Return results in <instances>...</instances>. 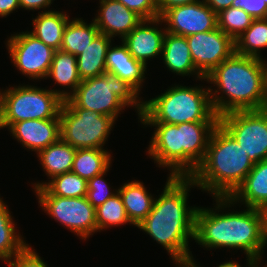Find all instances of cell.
<instances>
[{"instance_id":"obj_1","label":"cell","mask_w":267,"mask_h":267,"mask_svg":"<svg viewBox=\"0 0 267 267\" xmlns=\"http://www.w3.org/2000/svg\"><path fill=\"white\" fill-rule=\"evenodd\" d=\"M190 177L169 176L162 194L154 200L152 210L137 226L170 253L174 262L190 255L188 239L195 238L197 207H187Z\"/></svg>"},{"instance_id":"obj_2","label":"cell","mask_w":267,"mask_h":267,"mask_svg":"<svg viewBox=\"0 0 267 267\" xmlns=\"http://www.w3.org/2000/svg\"><path fill=\"white\" fill-rule=\"evenodd\" d=\"M264 62L262 58L234 53L205 76L204 79L218 87L214 94L209 88L211 104L218 117L233 111L267 108V64ZM218 89L228 98L217 96Z\"/></svg>"},{"instance_id":"obj_3","label":"cell","mask_w":267,"mask_h":267,"mask_svg":"<svg viewBox=\"0 0 267 267\" xmlns=\"http://www.w3.org/2000/svg\"><path fill=\"white\" fill-rule=\"evenodd\" d=\"M194 240L210 249H242L247 258L258 262L267 244L265 211L247 207L243 212L221 214L197 207Z\"/></svg>"},{"instance_id":"obj_4","label":"cell","mask_w":267,"mask_h":267,"mask_svg":"<svg viewBox=\"0 0 267 267\" xmlns=\"http://www.w3.org/2000/svg\"><path fill=\"white\" fill-rule=\"evenodd\" d=\"M143 124L156 127L148 149L152 159L159 166L170 167L172 177H190L203 161L219 121Z\"/></svg>"},{"instance_id":"obj_5","label":"cell","mask_w":267,"mask_h":267,"mask_svg":"<svg viewBox=\"0 0 267 267\" xmlns=\"http://www.w3.org/2000/svg\"><path fill=\"white\" fill-rule=\"evenodd\" d=\"M253 166L248 154L219 123L211 134L203 161L190 178L195 186L214 197H230Z\"/></svg>"},{"instance_id":"obj_6","label":"cell","mask_w":267,"mask_h":267,"mask_svg":"<svg viewBox=\"0 0 267 267\" xmlns=\"http://www.w3.org/2000/svg\"><path fill=\"white\" fill-rule=\"evenodd\" d=\"M139 117L142 123L219 121L211 104L209 87L188 88L181 85L143 102V112Z\"/></svg>"},{"instance_id":"obj_7","label":"cell","mask_w":267,"mask_h":267,"mask_svg":"<svg viewBox=\"0 0 267 267\" xmlns=\"http://www.w3.org/2000/svg\"><path fill=\"white\" fill-rule=\"evenodd\" d=\"M138 94L126 81L105 72L103 75L82 80L64 103L69 108L90 109L116 120L126 105H135L138 116L142 114L143 101H138Z\"/></svg>"},{"instance_id":"obj_8","label":"cell","mask_w":267,"mask_h":267,"mask_svg":"<svg viewBox=\"0 0 267 267\" xmlns=\"http://www.w3.org/2000/svg\"><path fill=\"white\" fill-rule=\"evenodd\" d=\"M69 96L70 92L28 85L0 91L1 127L9 129L24 120L60 118L63 102Z\"/></svg>"},{"instance_id":"obj_9","label":"cell","mask_w":267,"mask_h":267,"mask_svg":"<svg viewBox=\"0 0 267 267\" xmlns=\"http://www.w3.org/2000/svg\"><path fill=\"white\" fill-rule=\"evenodd\" d=\"M60 138L75 149H103L115 119L97 111L69 108L60 110Z\"/></svg>"},{"instance_id":"obj_10","label":"cell","mask_w":267,"mask_h":267,"mask_svg":"<svg viewBox=\"0 0 267 267\" xmlns=\"http://www.w3.org/2000/svg\"><path fill=\"white\" fill-rule=\"evenodd\" d=\"M219 123L248 154L253 164L267 160V108L229 112L219 117Z\"/></svg>"},{"instance_id":"obj_11","label":"cell","mask_w":267,"mask_h":267,"mask_svg":"<svg viewBox=\"0 0 267 267\" xmlns=\"http://www.w3.org/2000/svg\"><path fill=\"white\" fill-rule=\"evenodd\" d=\"M39 203L47 214L86 239L97 231L95 208L87 197L66 198L54 195H38Z\"/></svg>"},{"instance_id":"obj_12","label":"cell","mask_w":267,"mask_h":267,"mask_svg":"<svg viewBox=\"0 0 267 267\" xmlns=\"http://www.w3.org/2000/svg\"><path fill=\"white\" fill-rule=\"evenodd\" d=\"M8 51L14 66L31 79L47 78L56 50L30 32H21L8 39Z\"/></svg>"},{"instance_id":"obj_13","label":"cell","mask_w":267,"mask_h":267,"mask_svg":"<svg viewBox=\"0 0 267 267\" xmlns=\"http://www.w3.org/2000/svg\"><path fill=\"white\" fill-rule=\"evenodd\" d=\"M195 68L205 77L235 53V41L218 27L186 37Z\"/></svg>"},{"instance_id":"obj_14","label":"cell","mask_w":267,"mask_h":267,"mask_svg":"<svg viewBox=\"0 0 267 267\" xmlns=\"http://www.w3.org/2000/svg\"><path fill=\"white\" fill-rule=\"evenodd\" d=\"M160 18L168 25L166 32L184 37L217 28V14L204 1L172 7Z\"/></svg>"},{"instance_id":"obj_15","label":"cell","mask_w":267,"mask_h":267,"mask_svg":"<svg viewBox=\"0 0 267 267\" xmlns=\"http://www.w3.org/2000/svg\"><path fill=\"white\" fill-rule=\"evenodd\" d=\"M216 209L229 207L230 204L242 201L246 207L267 210V160L254 164L242 184L230 197H215Z\"/></svg>"},{"instance_id":"obj_16","label":"cell","mask_w":267,"mask_h":267,"mask_svg":"<svg viewBox=\"0 0 267 267\" xmlns=\"http://www.w3.org/2000/svg\"><path fill=\"white\" fill-rule=\"evenodd\" d=\"M163 22L160 17L154 19H143L127 36L122 39L129 53L142 62L145 66L147 60L162 54L163 41L166 30L151 27L149 24ZM147 24V25H146ZM159 29V30H158Z\"/></svg>"},{"instance_id":"obj_17","label":"cell","mask_w":267,"mask_h":267,"mask_svg":"<svg viewBox=\"0 0 267 267\" xmlns=\"http://www.w3.org/2000/svg\"><path fill=\"white\" fill-rule=\"evenodd\" d=\"M143 18L117 0H100V11L94 21L99 32L108 37L123 39ZM115 35V36H114Z\"/></svg>"},{"instance_id":"obj_18","label":"cell","mask_w":267,"mask_h":267,"mask_svg":"<svg viewBox=\"0 0 267 267\" xmlns=\"http://www.w3.org/2000/svg\"><path fill=\"white\" fill-rule=\"evenodd\" d=\"M9 130L24 147L38 153L60 139V118L24 120Z\"/></svg>"},{"instance_id":"obj_19","label":"cell","mask_w":267,"mask_h":267,"mask_svg":"<svg viewBox=\"0 0 267 267\" xmlns=\"http://www.w3.org/2000/svg\"><path fill=\"white\" fill-rule=\"evenodd\" d=\"M121 45L109 47L106 54V72L116 75L140 92L146 66L132 57L123 42Z\"/></svg>"},{"instance_id":"obj_20","label":"cell","mask_w":267,"mask_h":267,"mask_svg":"<svg viewBox=\"0 0 267 267\" xmlns=\"http://www.w3.org/2000/svg\"><path fill=\"white\" fill-rule=\"evenodd\" d=\"M163 61L168 69L177 75L196 73L199 79L205 77L195 68L186 37L166 32L163 48Z\"/></svg>"},{"instance_id":"obj_21","label":"cell","mask_w":267,"mask_h":267,"mask_svg":"<svg viewBox=\"0 0 267 267\" xmlns=\"http://www.w3.org/2000/svg\"><path fill=\"white\" fill-rule=\"evenodd\" d=\"M111 40V37L99 33L77 56V68L81 80L100 76L106 72V54L112 46Z\"/></svg>"},{"instance_id":"obj_22","label":"cell","mask_w":267,"mask_h":267,"mask_svg":"<svg viewBox=\"0 0 267 267\" xmlns=\"http://www.w3.org/2000/svg\"><path fill=\"white\" fill-rule=\"evenodd\" d=\"M117 192L121 196L130 222L137 227L152 210L154 203L152 195L139 181L124 183Z\"/></svg>"},{"instance_id":"obj_23","label":"cell","mask_w":267,"mask_h":267,"mask_svg":"<svg viewBox=\"0 0 267 267\" xmlns=\"http://www.w3.org/2000/svg\"><path fill=\"white\" fill-rule=\"evenodd\" d=\"M68 17L59 11L41 12L33 19L34 30L30 33L54 50H60Z\"/></svg>"},{"instance_id":"obj_24","label":"cell","mask_w":267,"mask_h":267,"mask_svg":"<svg viewBox=\"0 0 267 267\" xmlns=\"http://www.w3.org/2000/svg\"><path fill=\"white\" fill-rule=\"evenodd\" d=\"M76 150L60 138L37 154L46 175L48 174L52 179L63 173L71 172Z\"/></svg>"},{"instance_id":"obj_25","label":"cell","mask_w":267,"mask_h":267,"mask_svg":"<svg viewBox=\"0 0 267 267\" xmlns=\"http://www.w3.org/2000/svg\"><path fill=\"white\" fill-rule=\"evenodd\" d=\"M36 195H54L66 198L86 197L87 180L76 173L66 172L55 176L47 183H37L34 186Z\"/></svg>"},{"instance_id":"obj_26","label":"cell","mask_w":267,"mask_h":267,"mask_svg":"<svg viewBox=\"0 0 267 267\" xmlns=\"http://www.w3.org/2000/svg\"><path fill=\"white\" fill-rule=\"evenodd\" d=\"M111 155L104 149H77L71 171L85 180L109 170Z\"/></svg>"},{"instance_id":"obj_27","label":"cell","mask_w":267,"mask_h":267,"mask_svg":"<svg viewBox=\"0 0 267 267\" xmlns=\"http://www.w3.org/2000/svg\"><path fill=\"white\" fill-rule=\"evenodd\" d=\"M99 33L94 21L89 25L81 18H76L71 22L68 21L60 50L77 57Z\"/></svg>"},{"instance_id":"obj_28","label":"cell","mask_w":267,"mask_h":267,"mask_svg":"<svg viewBox=\"0 0 267 267\" xmlns=\"http://www.w3.org/2000/svg\"><path fill=\"white\" fill-rule=\"evenodd\" d=\"M7 207L0 198V260L5 262L10 261L28 246L22 237L16 234L14 222Z\"/></svg>"},{"instance_id":"obj_29","label":"cell","mask_w":267,"mask_h":267,"mask_svg":"<svg viewBox=\"0 0 267 267\" xmlns=\"http://www.w3.org/2000/svg\"><path fill=\"white\" fill-rule=\"evenodd\" d=\"M48 77L54 78L56 84L60 86L70 87L73 90L71 92H74L82 81L78 74L77 57L62 50H56Z\"/></svg>"},{"instance_id":"obj_30","label":"cell","mask_w":267,"mask_h":267,"mask_svg":"<svg viewBox=\"0 0 267 267\" xmlns=\"http://www.w3.org/2000/svg\"><path fill=\"white\" fill-rule=\"evenodd\" d=\"M267 47V18L254 19L250 27L235 40V53L261 58L260 48Z\"/></svg>"},{"instance_id":"obj_31","label":"cell","mask_w":267,"mask_h":267,"mask_svg":"<svg viewBox=\"0 0 267 267\" xmlns=\"http://www.w3.org/2000/svg\"><path fill=\"white\" fill-rule=\"evenodd\" d=\"M254 18L238 7H229L217 13V27L237 40L252 24Z\"/></svg>"},{"instance_id":"obj_32","label":"cell","mask_w":267,"mask_h":267,"mask_svg":"<svg viewBox=\"0 0 267 267\" xmlns=\"http://www.w3.org/2000/svg\"><path fill=\"white\" fill-rule=\"evenodd\" d=\"M97 232L111 226L130 223L126 209L124 208L121 196L117 192L113 197L106 200L101 206L95 209Z\"/></svg>"},{"instance_id":"obj_33","label":"cell","mask_w":267,"mask_h":267,"mask_svg":"<svg viewBox=\"0 0 267 267\" xmlns=\"http://www.w3.org/2000/svg\"><path fill=\"white\" fill-rule=\"evenodd\" d=\"M105 173L94 176L92 179L87 181L88 190H87V199L90 204L96 209L101 206L106 200L113 197L116 193H111L109 191L108 184H106L105 180L102 178Z\"/></svg>"},{"instance_id":"obj_34","label":"cell","mask_w":267,"mask_h":267,"mask_svg":"<svg viewBox=\"0 0 267 267\" xmlns=\"http://www.w3.org/2000/svg\"><path fill=\"white\" fill-rule=\"evenodd\" d=\"M143 19L158 18L157 0H117Z\"/></svg>"},{"instance_id":"obj_35","label":"cell","mask_w":267,"mask_h":267,"mask_svg":"<svg viewBox=\"0 0 267 267\" xmlns=\"http://www.w3.org/2000/svg\"><path fill=\"white\" fill-rule=\"evenodd\" d=\"M11 260L7 262L10 267H47V264L29 245Z\"/></svg>"},{"instance_id":"obj_36","label":"cell","mask_w":267,"mask_h":267,"mask_svg":"<svg viewBox=\"0 0 267 267\" xmlns=\"http://www.w3.org/2000/svg\"><path fill=\"white\" fill-rule=\"evenodd\" d=\"M232 6L243 9L254 19L267 18V0H234Z\"/></svg>"},{"instance_id":"obj_37","label":"cell","mask_w":267,"mask_h":267,"mask_svg":"<svg viewBox=\"0 0 267 267\" xmlns=\"http://www.w3.org/2000/svg\"><path fill=\"white\" fill-rule=\"evenodd\" d=\"M200 0H157L159 17L167 10L175 6L196 3Z\"/></svg>"},{"instance_id":"obj_38","label":"cell","mask_w":267,"mask_h":267,"mask_svg":"<svg viewBox=\"0 0 267 267\" xmlns=\"http://www.w3.org/2000/svg\"><path fill=\"white\" fill-rule=\"evenodd\" d=\"M53 0H19L20 8L27 10H36L47 8L52 4Z\"/></svg>"},{"instance_id":"obj_39","label":"cell","mask_w":267,"mask_h":267,"mask_svg":"<svg viewBox=\"0 0 267 267\" xmlns=\"http://www.w3.org/2000/svg\"><path fill=\"white\" fill-rule=\"evenodd\" d=\"M216 14L232 6L234 0H203Z\"/></svg>"},{"instance_id":"obj_40","label":"cell","mask_w":267,"mask_h":267,"mask_svg":"<svg viewBox=\"0 0 267 267\" xmlns=\"http://www.w3.org/2000/svg\"><path fill=\"white\" fill-rule=\"evenodd\" d=\"M19 7V0H0V16L6 17Z\"/></svg>"},{"instance_id":"obj_41","label":"cell","mask_w":267,"mask_h":267,"mask_svg":"<svg viewBox=\"0 0 267 267\" xmlns=\"http://www.w3.org/2000/svg\"><path fill=\"white\" fill-rule=\"evenodd\" d=\"M249 262L247 264H249L248 266L250 267H258V263L256 260L249 258L247 259ZM218 267H241L238 263L233 262V261H229V262H225L223 264H220Z\"/></svg>"},{"instance_id":"obj_42","label":"cell","mask_w":267,"mask_h":267,"mask_svg":"<svg viewBox=\"0 0 267 267\" xmlns=\"http://www.w3.org/2000/svg\"><path fill=\"white\" fill-rule=\"evenodd\" d=\"M193 257L189 256L187 258L181 259L176 261V264H178L179 267H199L196 266L197 264H195L196 262L192 260Z\"/></svg>"},{"instance_id":"obj_43","label":"cell","mask_w":267,"mask_h":267,"mask_svg":"<svg viewBox=\"0 0 267 267\" xmlns=\"http://www.w3.org/2000/svg\"><path fill=\"white\" fill-rule=\"evenodd\" d=\"M266 214V241H267V210L265 211Z\"/></svg>"},{"instance_id":"obj_44","label":"cell","mask_w":267,"mask_h":267,"mask_svg":"<svg viewBox=\"0 0 267 267\" xmlns=\"http://www.w3.org/2000/svg\"><path fill=\"white\" fill-rule=\"evenodd\" d=\"M0 128H2V127H1V112H0Z\"/></svg>"}]
</instances>
